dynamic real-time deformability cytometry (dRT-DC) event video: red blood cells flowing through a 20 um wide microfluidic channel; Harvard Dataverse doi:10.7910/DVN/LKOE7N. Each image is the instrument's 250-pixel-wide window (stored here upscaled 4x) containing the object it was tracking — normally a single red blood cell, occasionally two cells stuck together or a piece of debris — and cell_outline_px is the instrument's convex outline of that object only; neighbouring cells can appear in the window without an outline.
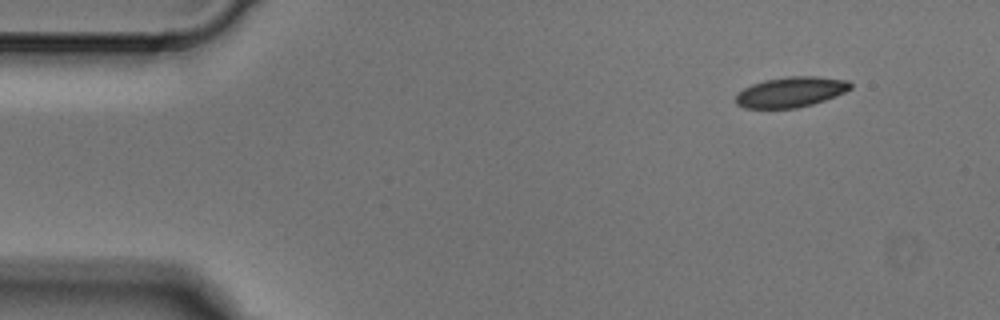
{"species": "Egyptian fruit bat (a non-hibernating species)", "species_latin": "Rousettus aegyptiacus", "temperature_condition": "cold", "stored_images_in_passage": 6, "camera_frame_rate_fps": 3000, "um_per_image_px": 0.085, "animal": {"sex": "male"}, "frame": {"image": 1, "passage_image": 1, "time_ms": 0.0, "image_size_px": [1000, 320], "cell_outline_px": [[852, 88], [836, 96], [812, 104], [796, 108], [744, 108], [736, 104], [736, 96], [744, 88], [752, 84], [764, 80], [788, 76], [816, 76], [848, 80], [852, 84]], "centroid_in_image_um": [67.23, 7.81], "position_along_channel_um": 17.8, "area_um2": 20.23}}
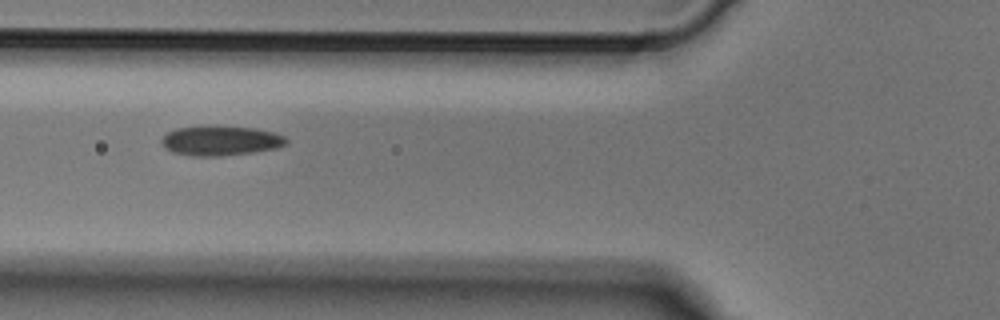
{"frame": {"image": 2, "passage_image": 4, "time_ms": 1.0, "image_size_px": [1000, 320], "cell_outline_px": [[288, 144], [276, 148], [256, 152], [224, 156], [192, 156], [172, 152], [164, 148], [160, 144], [160, 140], [168, 132], [176, 128], [256, 128], [272, 132], [284, 136], [288, 140]], "centroid_in_image_um": [18.76, 12.01], "position_along_channel_um": 107.0, "area_um2": 21.15}}
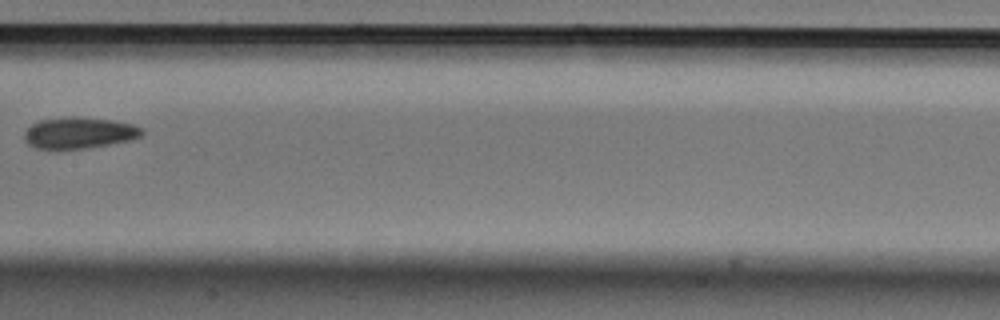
{"frame": {"image": 3, "passage_image": 6, "time_ms": 1.667, "image_size_px": [1000, 320], "cell_outline_px": [[144, 132], [140, 136], [132, 140], [88, 148], [36, 148], [28, 144], [24, 140], [24, 132], [32, 124], [40, 120], [72, 116], [80, 116], [112, 120], [132, 124], [144, 128]], "centroid_in_image_um": [6.75, 11.28], "position_along_channel_um": 200.6, "area_um2": 21.5}}